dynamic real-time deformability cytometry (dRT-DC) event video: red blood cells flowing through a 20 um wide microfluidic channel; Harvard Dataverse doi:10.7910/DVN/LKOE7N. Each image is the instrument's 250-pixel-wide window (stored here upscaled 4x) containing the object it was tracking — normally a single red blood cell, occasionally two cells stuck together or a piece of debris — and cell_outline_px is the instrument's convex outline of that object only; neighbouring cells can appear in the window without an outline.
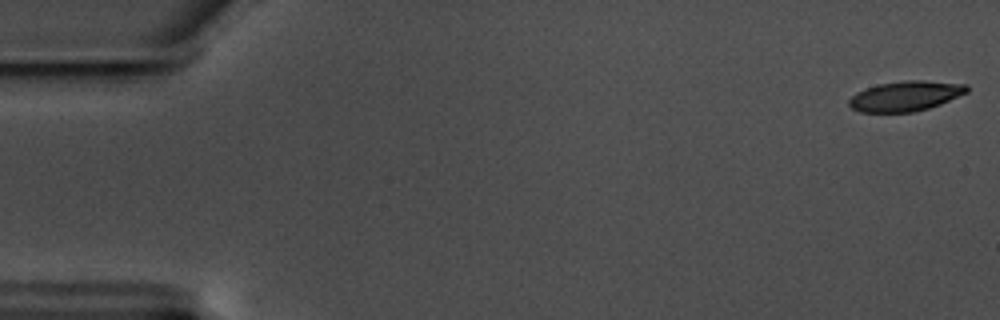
{"species": "common noctule bat (a hibernating species)", "species_latin": "Nyctalus noctula", "temperature_condition": "warm", "stored_images_in_passage": 58, "camera_frame_rate_fps": 3000, "um_per_image_px": 0.085, "animal": {"sex": "male", "body_mass_g": 17.5, "forearm_length_mm": 52.3}, "frame": {"image": 1, "passage_image": 1, "time_ms": 0.0, "image_size_px": [1000, 320], "cell_outline_px": [[968, 92], [940, 104], [916, 112], [860, 112], [852, 108], [848, 104], [848, 100], [856, 92], [880, 84], [904, 80], [920, 80], [968, 84]], "centroid_in_image_um": [76.98, 8.17], "position_along_channel_um": 8.0, "area_um2": 20.58}}
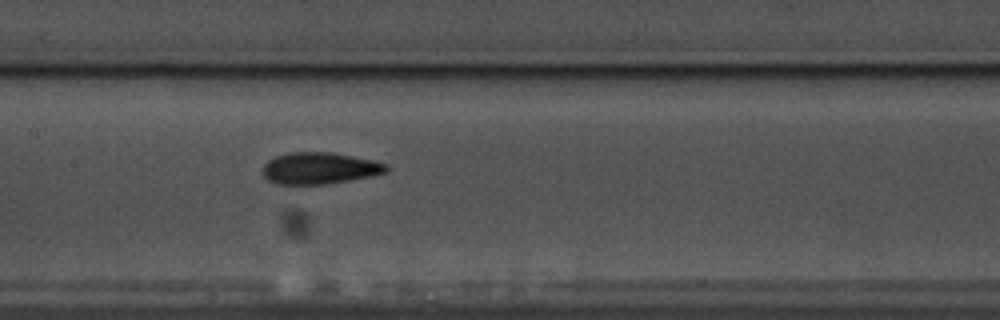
{"frame": {"image": 2, "passage_image": 28, "time_ms": 9.0, "image_size_px": [1000, 320], "cell_outline_px": [[388, 172], [348, 180], [324, 184], [276, 184], [268, 180], [264, 176], [264, 164], [268, 160], [276, 156], [288, 152], [332, 152], [376, 160], [388, 164]], "centroid_in_image_um": [27.18, 14.28], "position_along_channel_um": 180.2, "area_um2": 22.77}}
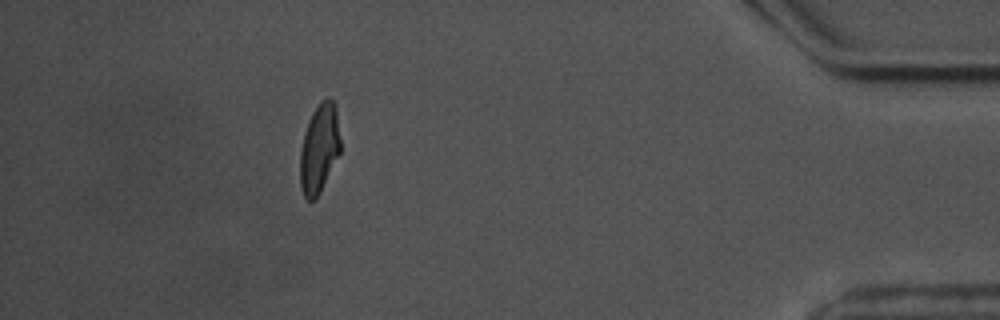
{"frame": {"image": 3, "passage_image": 52, "time_ms": 17.0, "image_size_px": [1000, 320], "cell_outline_px": [[340, 152], [316, 200], [308, 200], [304, 196], [300, 184], [300, 152], [304, 132], [308, 120], [312, 112], [320, 100], [328, 96], [332, 100], [336, 108], [340, 140]], "centroid_in_image_um": [27.13, 12.6], "position_along_channel_um": 408.1, "area_um2": 20.98}, "authors_computed_cell_mechanics": {"area_um2": 21.6461, "velocity_mm_per_s": 3.5257, "shape_relaxation_time_tau1_ms": 4.926, "shape_relaxation_time_tau2_ms": 1.8545, "deformation_change_tau1": 0.178, "deformation_change_tau2": 0.0931}}